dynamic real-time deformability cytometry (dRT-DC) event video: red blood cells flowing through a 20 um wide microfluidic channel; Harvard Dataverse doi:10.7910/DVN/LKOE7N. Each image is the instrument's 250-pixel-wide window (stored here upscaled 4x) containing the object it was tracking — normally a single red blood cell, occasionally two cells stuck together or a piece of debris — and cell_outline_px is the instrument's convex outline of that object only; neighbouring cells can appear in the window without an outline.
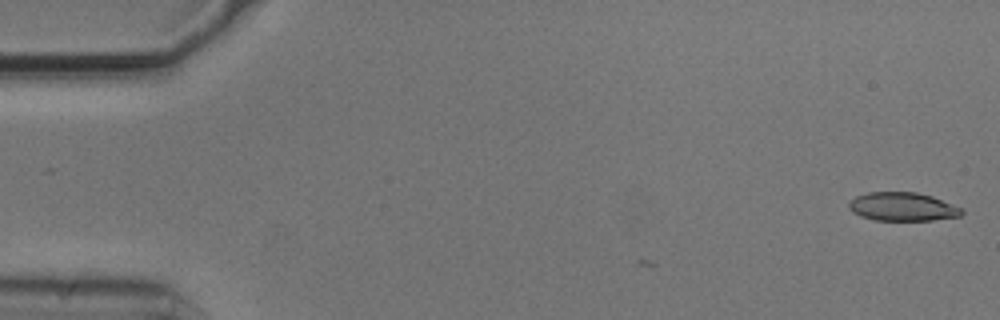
{"species": "common noctule bat (a hibernating species)", "species_latin": "Nyctalus noctula", "temperature_condition": "cold", "stored_images_in_passage": 2, "camera_frame_rate_fps": 3000, "um_per_image_px": 0.085, "animal": {"sex": "male", "body_mass_g": 20.5, "forearm_length_mm": 52.5}, "frame": {"image": 1, "passage_image": 2, "time_ms": 0.333, "image_size_px": [1000, 320], "cell_outline_px": [[964, 212], [960, 216], [932, 220], [876, 220], [860, 216], [852, 212], [848, 208], [848, 204], [856, 196], [868, 192], [916, 192], [932, 196], [964, 208]], "centroid_in_image_um": [76.74, 17.57], "position_along_channel_um": 8.3, "area_um2": 18.84}}